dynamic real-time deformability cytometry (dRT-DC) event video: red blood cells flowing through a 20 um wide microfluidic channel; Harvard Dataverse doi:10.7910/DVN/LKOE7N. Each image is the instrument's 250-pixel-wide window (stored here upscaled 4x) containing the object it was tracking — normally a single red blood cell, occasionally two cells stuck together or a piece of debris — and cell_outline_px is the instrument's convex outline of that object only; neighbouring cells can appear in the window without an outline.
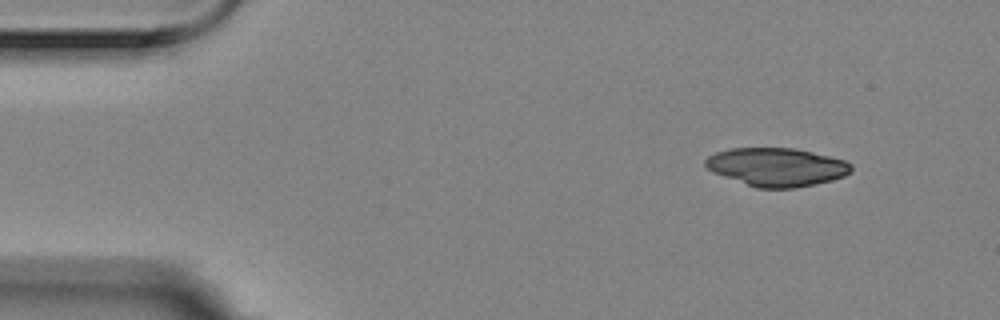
{"species": "Egyptian fruit bat (a non-hibernating species)", "species_latin": "Rousettus aegyptiacus", "temperature_condition": "room temperature", "stored_images_in_passage": 4, "segment_of_instrument_passage": [2, 2], "camera_frame_rate_fps": 3000, "um_per_image_px": 0.085, "animal": {"sex": "female"}, "frame": {"image": 1, "passage_image": 4, "time_ms": 1.0, "image_size_px": [1000, 320], "cell_outline_px": [[852, 172], [844, 176], [832, 180], [816, 184], [796, 188], [756, 188], [712, 172], [704, 164], [704, 160], [708, 156], [716, 152], [732, 148], [796, 148], [844, 160], [852, 164]], "centroid_in_image_um": [66.02, 14.2], "position_along_channel_um": 19.0, "area_um2": 32.66}}